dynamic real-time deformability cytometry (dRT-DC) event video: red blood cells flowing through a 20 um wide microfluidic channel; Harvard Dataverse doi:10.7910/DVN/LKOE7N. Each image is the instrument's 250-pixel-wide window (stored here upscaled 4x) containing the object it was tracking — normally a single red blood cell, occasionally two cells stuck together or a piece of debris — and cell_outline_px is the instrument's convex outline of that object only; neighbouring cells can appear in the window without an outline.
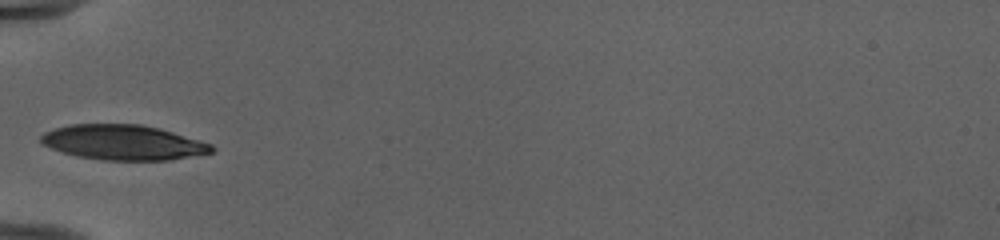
{"species": "human", "species_latin": "Homo sapiens", "temperature_condition": "cold", "stored_images_in_passage": 34, "camera_frame_rate_fps": 3000, "um_per_image_px": 0.085, "donor": {"sex": "female"}, "frame": {"image": 1, "passage_image": 1, "time_ms": 0.0, "image_size_px": [1000, 240], "cell_outline_px": [[216, 148], [212, 152], [168, 160], [104, 160], [76, 156], [40, 144], [40, 136], [44, 132], [56, 128], [72, 124], [140, 124], [160, 128], [200, 140], [212, 144]], "centroid_in_image_um": [10.47, 12.1], "position_along_channel_um": 74.5, "area_um2": 34.8}}
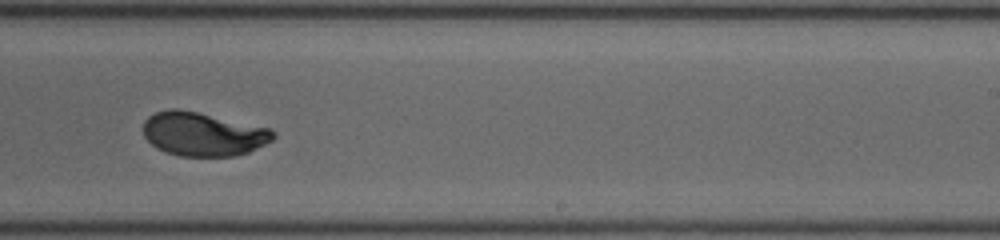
{"frame": {"image": 2, "passage_image": 16, "time_ms": 5.0, "image_size_px": [1000, 240], "cell_outline_px": [[276, 136], [272, 140], [248, 152], [232, 156], [180, 156], [164, 152], [156, 148], [144, 136], [144, 120], [148, 116], [156, 112], [168, 108], [176, 108], [196, 112], [272, 128], [276, 132]], "centroid_in_image_um": [17.26, 11.39], "position_along_channel_um": 271.7, "area_um2": 33.18}}
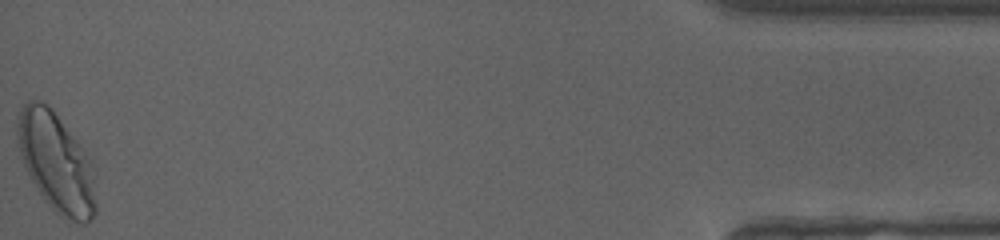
{"frame": {"image": 3, "passage_image": 34, "time_ms": 11.0, "image_size_px": [1000, 240], "cell_outline_px": [[96, 212], [84, 224], [68, 224], [44, 200], [32, 180], [24, 164], [20, 152], [16, 132], [16, 120], [24, 104], [28, 100], [40, 100], [48, 104], [52, 108], [76, 140], [88, 160], [96, 204]], "centroid_in_image_um": [4.73, 13.82], "position_along_channel_um": 430.5, "area_um2": 44.56}, "authors_computed_cell_mechanics": {"area_um2": 33.8997, "velocity_mm_per_s": 3.9572, "shape_relaxation_time_tau1_ms": 3.1999, "shape_relaxation_time_tau2_ms": null, "deformation_change_tau1": 0.1522, "deformation_change_tau2": null}}